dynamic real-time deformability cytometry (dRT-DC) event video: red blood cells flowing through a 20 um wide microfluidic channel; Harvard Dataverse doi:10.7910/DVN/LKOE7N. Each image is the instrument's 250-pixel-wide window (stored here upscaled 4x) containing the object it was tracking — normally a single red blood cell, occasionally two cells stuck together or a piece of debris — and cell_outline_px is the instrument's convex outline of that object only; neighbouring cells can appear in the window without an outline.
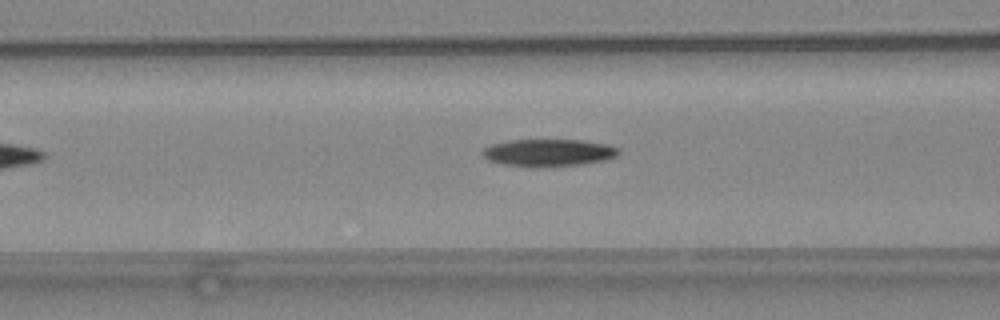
{"species": "common noctule bat (a hibernating species)", "species_latin": "Nyctalus noctula", "temperature_condition": "warm", "stored_images_in_passage": 36, "camera_frame_rate_fps": 3000, "um_per_image_px": 0.085, "animal": {"sex": "female", "body_mass_g": 24.6, "forearm_length_mm": 56.2}, "frame": {"image": 1, "passage_image": 9, "time_ms": 2.667, "image_size_px": [1000, 320], "cell_outline_px": [[620, 152], [616, 156], [604, 160], [580, 164], [536, 168], [528, 168], [500, 164], [488, 160], [480, 152], [484, 148], [492, 144], [508, 140], [580, 140], [608, 144], [620, 148]], "centroid_in_image_um": [46.59, 12.99], "position_along_channel_um": 120.0, "area_um2": 21.96}}
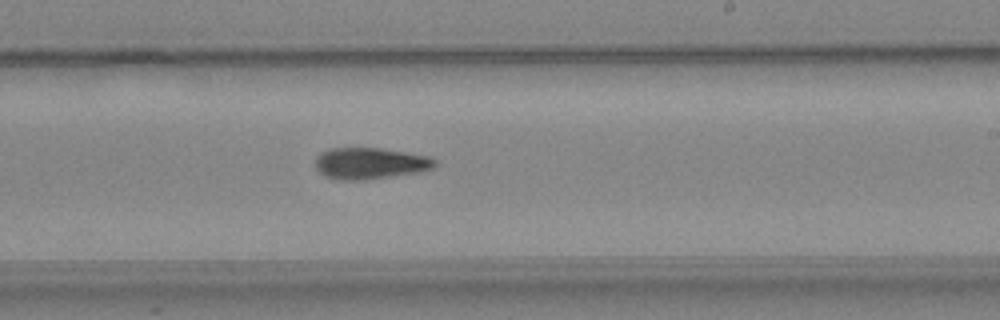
{"frame": {"image": 2, "passage_image": 19, "time_ms": 6.0, "image_size_px": [1000, 320], "cell_outline_px": [[436, 164], [432, 168], [416, 172], [364, 180], [336, 180], [324, 176], [316, 168], [316, 156], [320, 152], [328, 148], [380, 148], [432, 156], [436, 160]], "centroid_in_image_um": [31.43, 13.87], "position_along_channel_um": 257.6, "area_um2": 21.96}}
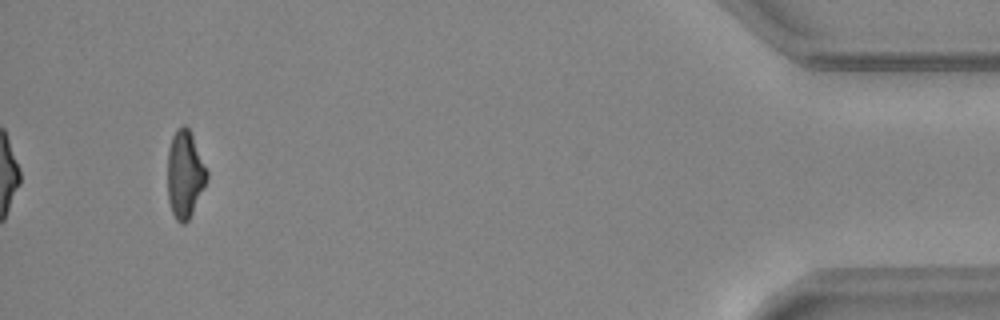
{"frame": {"image": 3, "passage_image": 36, "time_ms": 11.667, "image_size_px": [1000, 320], "cell_outline_px": [[208, 180], [188, 220], [184, 224], [180, 224], [176, 220], [172, 212], [168, 200], [168, 148], [172, 136], [176, 128], [184, 124], [188, 128], [192, 136], [208, 172]], "centroid_in_image_um": [15.7, 14.82], "position_along_channel_um": 419.5, "area_um2": 19.94}, "authors_computed_cell_mechanics": {"area_um2": 21.8773, "velocity_mm_per_s": 4.1154, "shape_relaxation_time_tau1_ms": 10.1606, "shape_relaxation_time_tau2_ms": null, "deformation_change_tau1": 0.2469, "deformation_change_tau2": null}}